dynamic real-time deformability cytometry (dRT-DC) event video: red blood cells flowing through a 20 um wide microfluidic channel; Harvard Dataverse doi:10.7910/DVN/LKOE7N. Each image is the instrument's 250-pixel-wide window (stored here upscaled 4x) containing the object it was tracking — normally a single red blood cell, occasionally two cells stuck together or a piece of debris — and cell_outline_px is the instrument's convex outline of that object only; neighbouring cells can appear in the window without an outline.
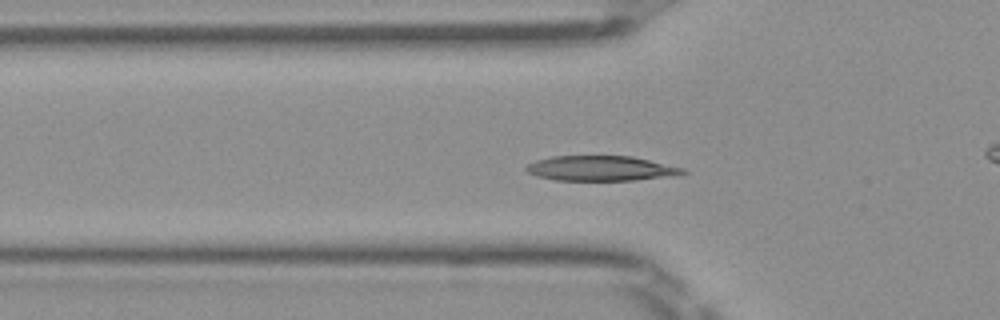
{"species": "Egyptian fruit bat (a non-hibernating species)", "species_latin": "Rousettus aegyptiacus", "temperature_condition": "room temperature", "stored_images_in_passage": 37, "camera_frame_rate_fps": 3000, "um_per_image_px": 0.085, "frame": {"image": 1, "passage_image": 17, "time_ms": 5.333, "image_size_px": [1000, 320], "cell_outline_px": [[688, 172], [636, 180], [556, 180], [536, 176], [528, 172], [524, 168], [528, 164], [536, 160], [552, 156], [632, 156], [684, 168]], "centroid_in_image_um": [51.0, 14.3], "position_along_channel_um": 74.8, "area_um2": 22.48}}
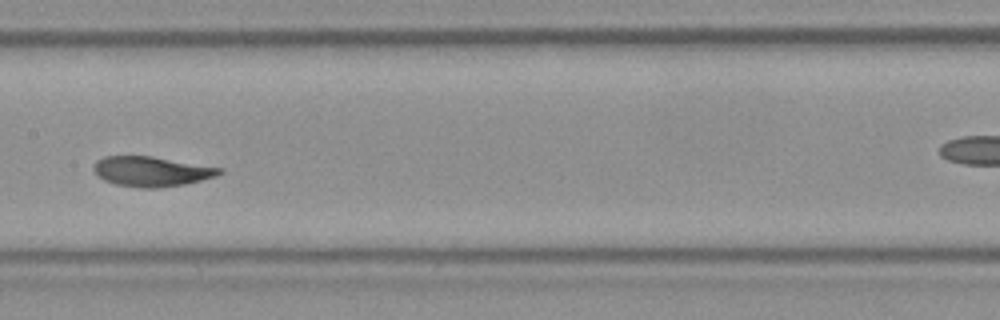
{"frame": {"image": 2, "passage_image": 26, "time_ms": 8.333, "image_size_px": [1000, 320], "cell_outline_px": [[224, 172], [216, 176], [184, 184], [156, 188], [140, 188], [116, 184], [104, 180], [92, 168], [92, 164], [96, 160], [104, 156], [152, 156], [224, 168]], "centroid_in_image_um": [12.88, 14.56], "position_along_channel_um": 194.5, "area_um2": 21.96}}
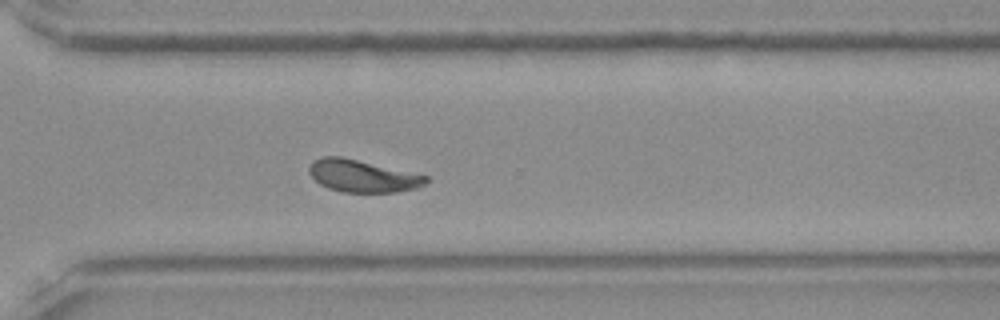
{"frame": {"image": 3, "passage_image": 37, "time_ms": 12.0, "image_size_px": [1000, 320], "cell_outline_px": [[428, 180], [424, 184], [416, 188], [396, 192], [344, 192], [328, 188], [320, 184], [308, 172], [308, 168], [316, 160], [324, 156], [340, 156], [428, 176]], "centroid_in_image_um": [30.81, 14.97], "position_along_channel_um": 339.8, "area_um2": 21.56}}